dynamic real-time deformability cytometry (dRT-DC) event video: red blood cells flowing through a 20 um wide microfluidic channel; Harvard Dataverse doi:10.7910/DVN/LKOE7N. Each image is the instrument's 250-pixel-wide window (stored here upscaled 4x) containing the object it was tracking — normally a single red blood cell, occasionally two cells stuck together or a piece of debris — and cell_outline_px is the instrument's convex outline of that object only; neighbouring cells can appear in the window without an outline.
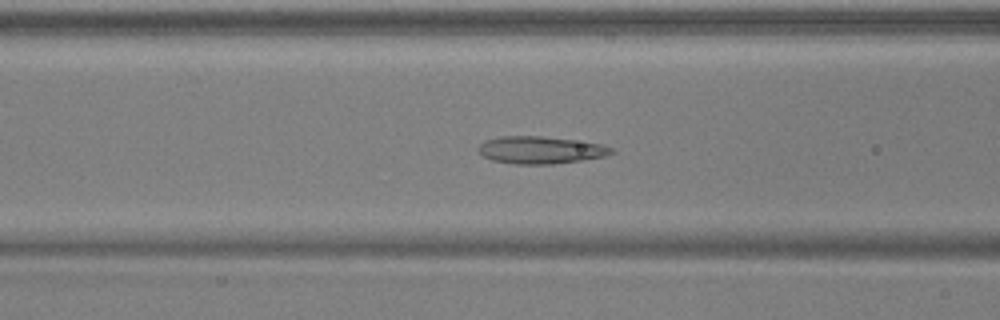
{"species": "common noctule bat (a hibernating species)", "species_latin": "Nyctalus noctula", "temperature_condition": "warm", "stored_images_in_passage": 51, "camera_frame_rate_fps": 3000, "um_per_image_px": 0.085, "animal": {"sex": "male", "body_mass_g": 17.9, "forearm_length_mm": 54.2}, "frame": {"image": 1, "passage_image": 20, "time_ms": 6.333, "image_size_px": [1000, 320], "cell_outline_px": [[616, 152], [604, 156], [580, 160], [552, 164], [516, 164], [492, 160], [484, 156], [476, 148], [484, 140], [500, 136], [540, 136], [604, 144], [612, 148]], "centroid_in_image_um": [45.93, 12.74], "position_along_channel_um": 120.7, "area_um2": 21.1}}
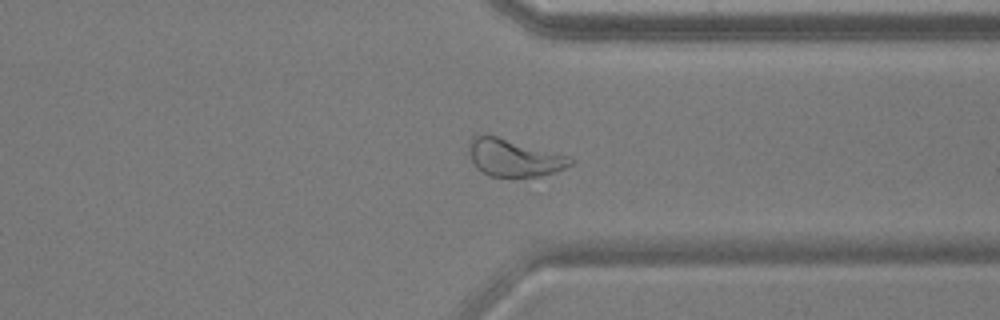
{"frame": {"image": 2, "passage_image": 39, "time_ms": 12.667, "image_size_px": [1000, 320], "cell_outline_px": [[576, 160], [572, 164], [556, 172], [540, 176], [488, 176], [476, 168], [468, 152], [468, 144], [472, 136], [496, 136], [568, 156]], "centroid_in_image_um": [43.67, 13.42], "position_along_channel_um": 367.7, "area_um2": 21.79}}
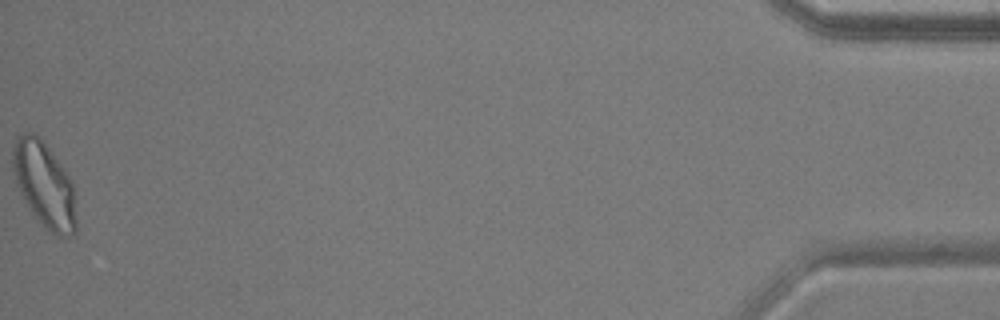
{"frame": {"image": 3, "passage_image": 51, "time_ms": 16.667, "image_size_px": [1000, 320], "cell_outline_px": [[76, 232], [68, 236], [56, 236], [36, 220], [20, 192], [16, 184], [12, 168], [12, 148], [16, 136], [24, 132], [32, 132], [48, 148], [60, 164], [68, 176], [72, 184], [76, 220]], "centroid_in_image_um": [3.73, 15.71], "position_along_channel_um": 431.5, "area_um2": 31.21}, "authors_computed_cell_mechanics": {"area_um2": 22.8888, "velocity_mm_per_s": 3.8993, "shape_relaxation_time_tau1_ms": 11.0892, "shape_relaxation_time_tau2_ms": 1.4655, "deformation_change_tau1": 0.2548, "deformation_change_tau2": 0.0948}}